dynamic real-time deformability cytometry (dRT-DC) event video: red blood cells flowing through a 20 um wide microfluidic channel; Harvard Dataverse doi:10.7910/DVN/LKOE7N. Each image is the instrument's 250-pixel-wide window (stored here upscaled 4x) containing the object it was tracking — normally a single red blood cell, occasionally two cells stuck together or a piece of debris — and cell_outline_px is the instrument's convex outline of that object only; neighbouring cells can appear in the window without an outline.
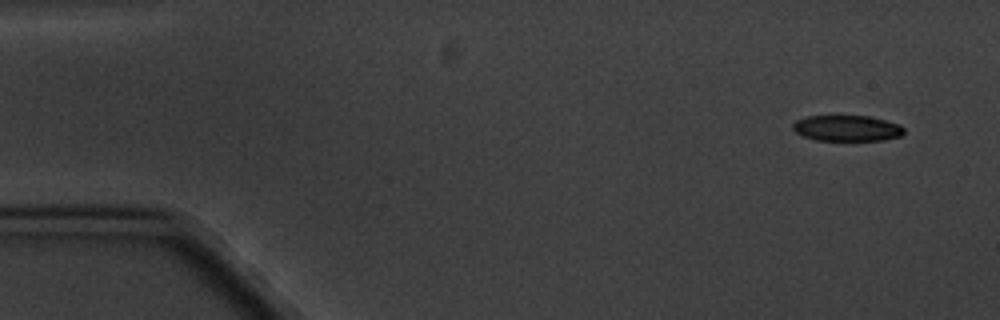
{"species": "common noctule bat (a hibernating species)", "species_latin": "Nyctalus noctula", "temperature_condition": "cold", "stored_images_in_passage": 5, "camera_frame_rate_fps": 3000, "um_per_image_px": 0.085, "animal": {"sex": "male", "body_mass_g": 20.1, "forearm_length_mm": 53.5}, "frame": {"image": 1, "passage_image": 1, "time_ms": 0.0, "image_size_px": [1000, 320], "cell_outline_px": [[904, 132], [900, 136], [884, 140], [816, 140], [804, 136], [796, 132], [792, 128], [792, 124], [796, 120], [808, 116], [868, 116], [900, 124], [904, 128]], "centroid_in_image_um": [71.99, 10.9], "position_along_channel_um": 13.0, "area_um2": 16.65}}
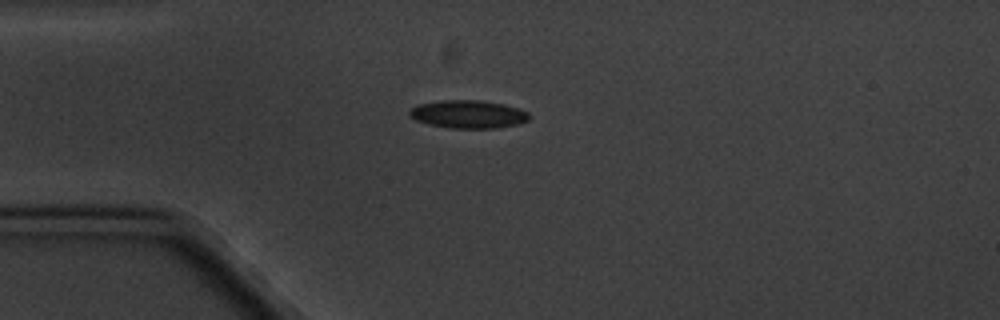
{"frame": {"image": 2, "passage_image": 4, "time_ms": 3.667, "image_size_px": [1000, 320], "cell_outline_px": [[528, 120], [516, 124], [496, 128], [448, 128], [428, 124], [416, 120], [408, 116], [408, 112], [412, 108], [420, 104], [444, 100], [480, 100], [504, 104], [528, 112]], "centroid_in_image_um": [39.76, 9.71], "position_along_channel_um": 45.2, "area_um2": 19.36}}